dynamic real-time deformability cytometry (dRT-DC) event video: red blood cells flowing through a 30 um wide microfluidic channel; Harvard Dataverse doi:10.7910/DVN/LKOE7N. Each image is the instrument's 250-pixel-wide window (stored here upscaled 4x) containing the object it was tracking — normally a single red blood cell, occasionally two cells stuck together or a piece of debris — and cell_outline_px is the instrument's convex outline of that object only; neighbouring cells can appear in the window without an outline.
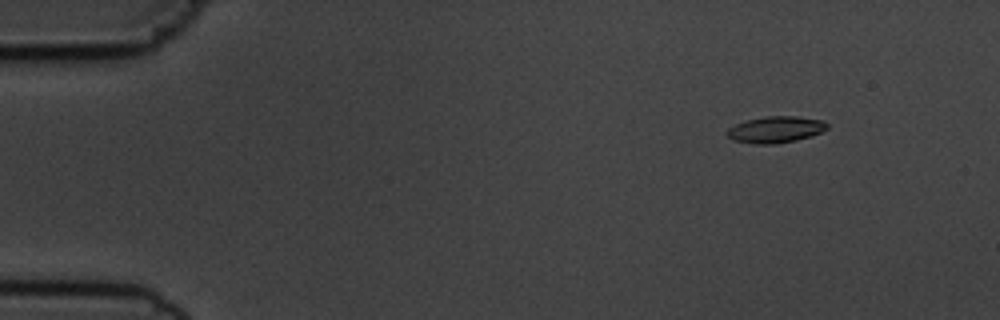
{"species": "common noctule bat (a hibernating species)", "species_latin": "Nyctalus noctula", "temperature_condition": "cold", "stored_images_in_passage": 5, "camera_frame_rate_fps": 3000, "um_per_image_px": 0.085, "animal": {"sex": "male", "body_mass_g": 19.5, "forearm_length_mm": 54.6}, "frame": {"image": 1, "passage_image": 2, "time_ms": 1.333, "image_size_px": [1000, 320], "cell_outline_px": [[828, 128], [812, 136], [796, 140], [776, 144], [752, 144], [732, 140], [728, 136], [728, 128], [736, 124], [748, 120], [764, 116], [796, 116], [824, 120], [828, 124]], "centroid_in_image_um": [65.95, 11.01], "position_along_channel_um": 19.1, "area_um2": 15.49}}
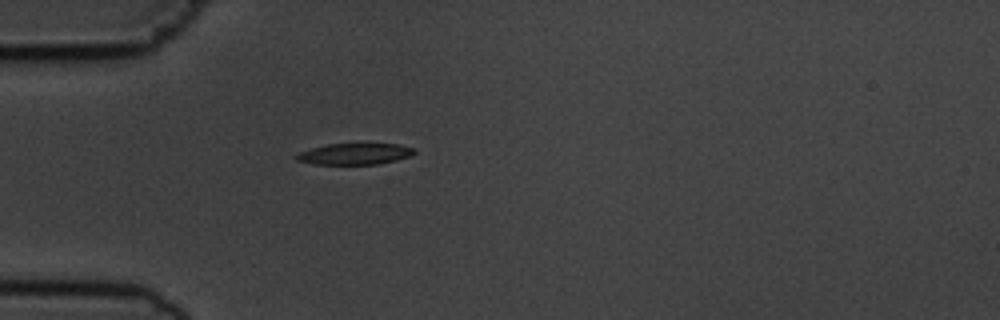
{"frame": {"image": 2, "passage_image": 5, "time_ms": 4.667, "image_size_px": [1000, 320], "cell_outline_px": [[416, 152], [408, 156], [396, 160], [380, 164], [312, 164], [296, 160], [292, 156], [296, 152], [328, 144], [368, 140], [400, 144], [412, 148]], "centroid_in_image_um": [30.13, 13.02], "position_along_channel_um": 54.9, "area_um2": 15.66}}